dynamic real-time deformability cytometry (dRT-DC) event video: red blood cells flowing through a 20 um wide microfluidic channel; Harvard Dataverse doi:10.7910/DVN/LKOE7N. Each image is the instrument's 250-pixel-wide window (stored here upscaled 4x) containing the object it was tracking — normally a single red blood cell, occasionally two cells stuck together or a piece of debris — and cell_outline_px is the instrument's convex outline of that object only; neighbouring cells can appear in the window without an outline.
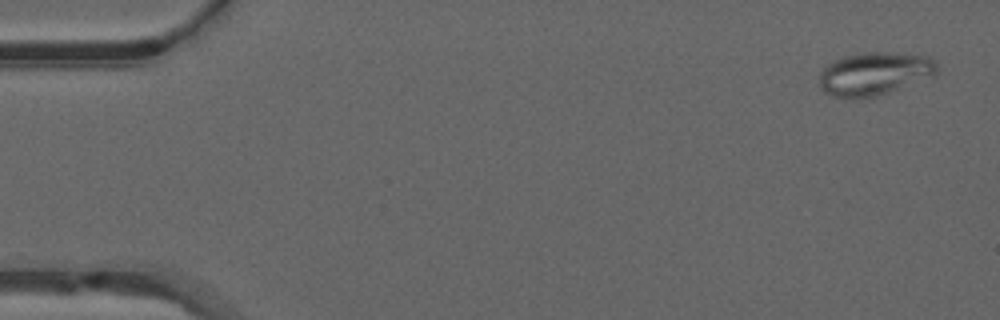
{"species": "common noctule bat (a hibernating species)", "species_latin": "Nyctalus noctula", "temperature_condition": "warm", "stored_images_in_passage": 31, "camera_frame_rate_fps": 3000, "um_per_image_px": 0.085, "animal": {"sex": "male", "forearm_length_mm": 52.5}, "frame": {"image": 1, "passage_image": 1, "time_ms": 0.0, "image_size_px": [1000, 320], "cell_outline_px": [[936, 76], [876, 96], [832, 96], [824, 92], [820, 88], [820, 72], [828, 64], [844, 56], [864, 52], [888, 52], [928, 56], [936, 60]], "centroid_in_image_um": [74.37, 6.24], "position_along_channel_um": 10.6, "area_um2": 29.19}}
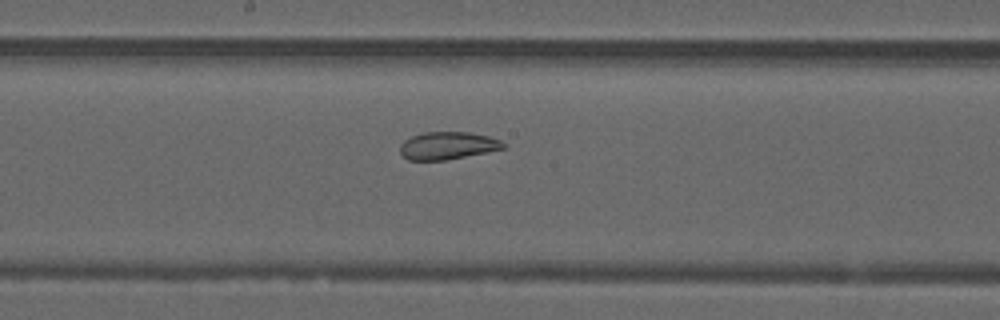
{"frame": {"image": 2, "passage_image": 26, "time_ms": 8.333, "image_size_px": [1000, 320], "cell_outline_px": [[504, 148], [488, 152], [448, 160], [408, 160], [400, 152], [400, 144], [404, 140], [412, 136], [424, 132], [472, 132], [488, 136], [500, 140], [504, 144]], "centroid_in_image_um": [38.04, 12.38], "position_along_channel_um": 210.2, "area_um2": 16.65}}
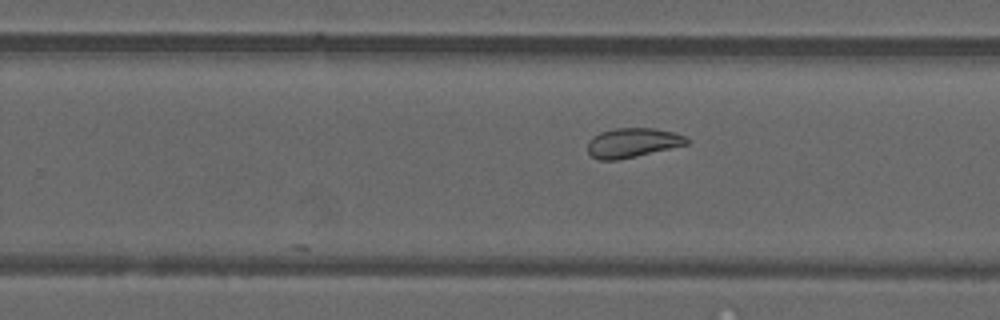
{"frame": {"image": 3, "passage_image": 31, "time_ms": 10.0, "image_size_px": [1000, 320], "cell_outline_px": [[688, 144], [636, 156], [616, 160], [600, 160], [592, 156], [588, 152], [588, 140], [592, 136], [600, 132], [616, 128], [652, 128], [676, 132], [684, 136], [688, 140]], "centroid_in_image_um": [53.74, 12.12], "position_along_channel_um": 276.1, "area_um2": 16.94}}